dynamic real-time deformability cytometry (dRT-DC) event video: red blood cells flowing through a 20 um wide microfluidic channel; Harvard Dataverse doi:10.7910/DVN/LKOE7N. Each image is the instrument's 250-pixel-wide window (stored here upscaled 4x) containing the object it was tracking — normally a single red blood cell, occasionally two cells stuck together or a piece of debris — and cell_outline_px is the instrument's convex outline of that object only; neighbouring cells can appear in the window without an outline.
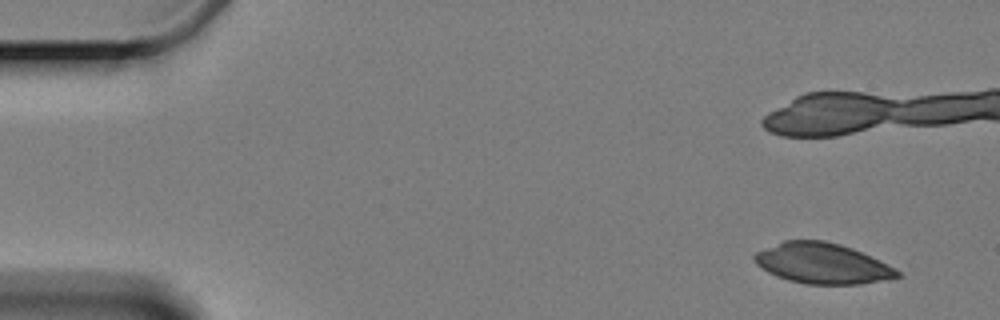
{"species": "Egyptian fruit bat (a non-hibernating species)", "species_latin": "Rousettus aegyptiacus", "temperature_condition": "cold", "stored_images_in_passage": 4, "camera_frame_rate_fps": 3000, "um_per_image_px": 0.085, "animal": {"sex": "female"}, "frame": {"image": 1, "passage_image": 1, "time_ms": 0.0, "image_size_px": [1000, 320], "cell_outline_px": [[900, 276], [884, 280], [860, 284], [804, 284], [788, 280], [776, 276], [768, 272], [756, 264], [752, 260], [752, 256], [756, 252], [784, 240], [824, 240], [840, 244], [852, 248], [900, 272]], "centroid_in_image_um": [69.81, 22.39], "position_along_channel_um": 15.2, "area_um2": 33.35}}